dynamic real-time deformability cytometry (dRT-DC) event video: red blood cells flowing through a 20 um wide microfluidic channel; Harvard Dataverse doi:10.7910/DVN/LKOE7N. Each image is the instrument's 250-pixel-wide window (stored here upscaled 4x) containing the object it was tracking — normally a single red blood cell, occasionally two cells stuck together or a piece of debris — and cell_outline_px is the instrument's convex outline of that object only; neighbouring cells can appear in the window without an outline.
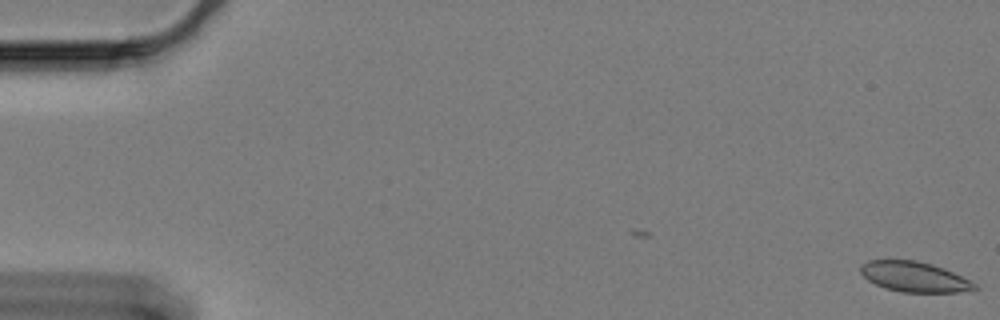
{"species": "Egyptian fruit bat (a non-hibernating species)", "species_latin": "Rousettus aegyptiacus", "temperature_condition": "cold", "stored_images_in_passage": 4, "camera_frame_rate_fps": 3000, "um_per_image_px": 0.085, "animal": {"sex": "female"}, "frame": {"image": 1, "passage_image": 4, "time_ms": 1.0, "image_size_px": [1000, 320], "cell_outline_px": [[980, 288], [960, 292], [900, 292], [884, 288], [868, 280], [860, 272], [860, 264], [868, 260], [916, 260], [932, 264], [944, 268], [976, 284]], "centroid_in_image_um": [77.69, 23.53], "position_along_channel_um": 7.3, "area_um2": 20.06}}